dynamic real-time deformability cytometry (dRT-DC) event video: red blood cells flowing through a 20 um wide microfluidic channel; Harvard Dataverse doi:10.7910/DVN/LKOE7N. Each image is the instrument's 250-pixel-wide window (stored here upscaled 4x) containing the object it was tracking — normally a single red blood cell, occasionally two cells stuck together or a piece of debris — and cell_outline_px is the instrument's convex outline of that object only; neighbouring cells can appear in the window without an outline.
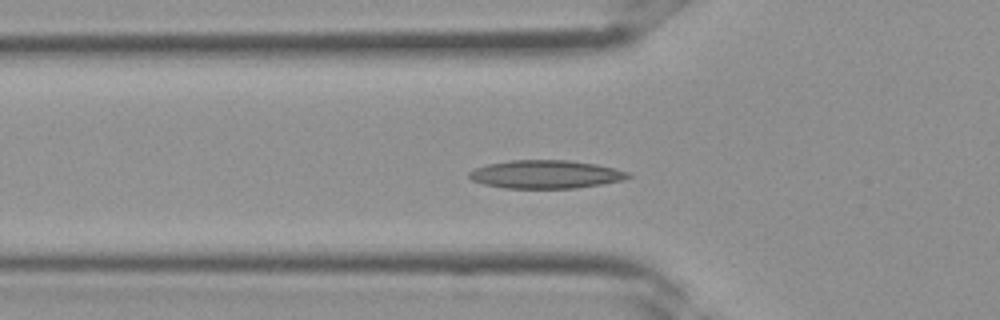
{"species": "Egyptian fruit bat (a non-hibernating species)", "species_latin": "Rousettus aegyptiacus", "temperature_condition": "room temperature", "stored_images_in_passage": 31, "camera_frame_rate_fps": 3000, "um_per_image_px": 0.085, "frame": {"image": 1, "passage_image": 7, "time_ms": 2.0, "image_size_px": [1000, 320], "cell_outline_px": [[632, 176], [624, 180], [576, 188], [504, 188], [484, 184], [472, 180], [468, 176], [468, 172], [472, 168], [488, 164], [508, 160], [568, 160], [596, 164], [628, 172]], "centroid_in_image_um": [46.34, 14.81], "position_along_channel_um": 79.5, "area_um2": 26.18}}
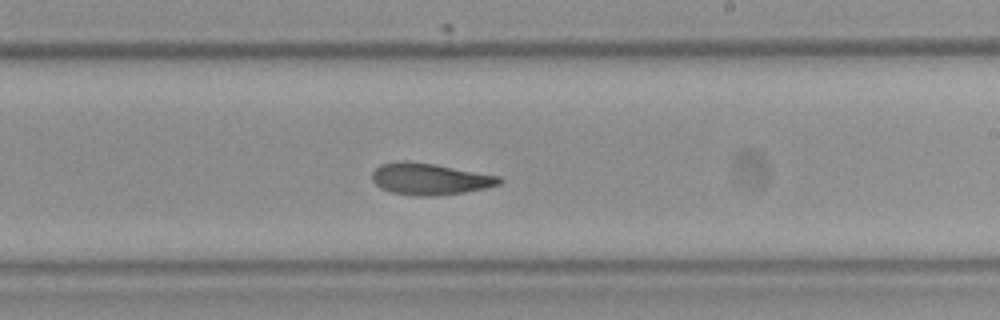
{"frame": {"image": 2, "passage_image": 16, "time_ms": 5.0, "image_size_px": [1000, 320], "cell_outline_px": [[504, 180], [500, 184], [488, 188], [464, 192], [432, 196], [420, 196], [392, 192], [380, 188], [372, 180], [372, 172], [380, 164], [396, 160], [408, 160], [436, 164], [500, 176]], "centroid_in_image_um": [36.54, 15.19], "position_along_channel_um": 252.5, "area_um2": 23.7}}
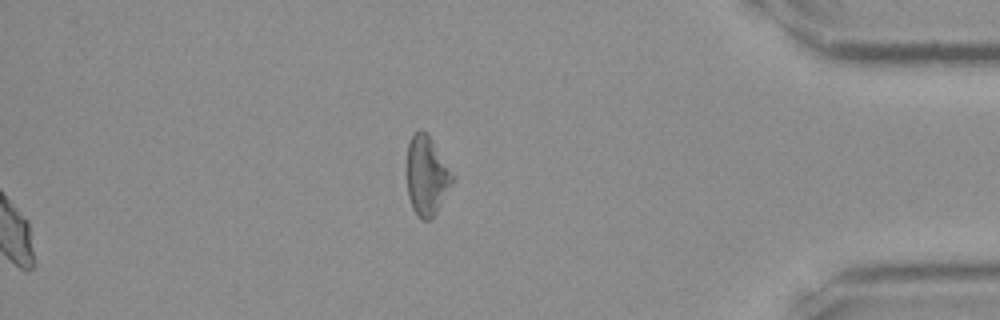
{"frame": {"image": 3, "passage_image": 31, "time_ms": 10.0, "image_size_px": [1000, 320], "cell_outline_px": [[456, 180], [432, 220], [424, 220], [412, 208], [408, 196], [408, 144], [412, 136], [420, 128], [424, 128], [428, 132], [456, 176]], "centroid_in_image_um": [36.34, 14.91], "position_along_channel_um": 398.9, "area_um2": 21.5}}